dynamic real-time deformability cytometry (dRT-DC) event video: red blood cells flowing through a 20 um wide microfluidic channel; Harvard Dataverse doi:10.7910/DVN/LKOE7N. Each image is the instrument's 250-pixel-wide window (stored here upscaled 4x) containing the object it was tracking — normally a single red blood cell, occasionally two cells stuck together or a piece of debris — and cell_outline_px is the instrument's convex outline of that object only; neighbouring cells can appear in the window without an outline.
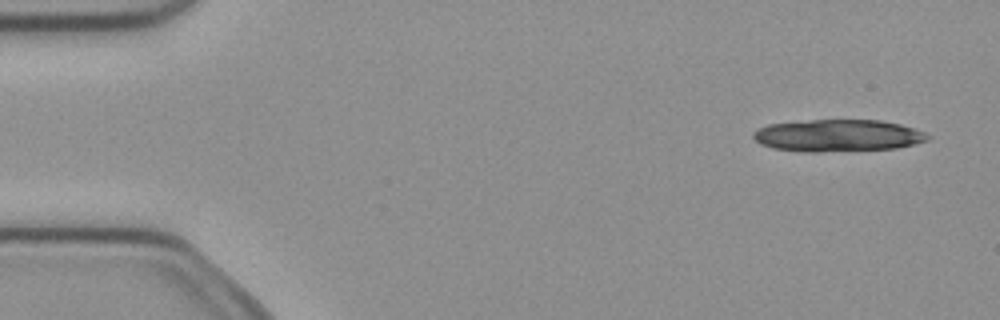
{"species": "common noctule bat (a hibernating species)", "species_latin": "Nyctalus noctula", "temperature_condition": "cold", "stored_images_in_passage": 4, "camera_frame_rate_fps": 3000, "um_per_image_px": 0.085, "animal": {"sex": "female", "body_mass_g": 21.9}, "frame": {"image": 1, "passage_image": 1, "time_ms": 0.0, "image_size_px": [1000, 320], "cell_outline_px": [[932, 136], [928, 140], [896, 148], [820, 152], [800, 152], [772, 148], [760, 144], [752, 136], [752, 132], [756, 128], [768, 124], [812, 120], [880, 120], [900, 124], [924, 132]], "centroid_in_image_um": [71.16, 11.52], "position_along_channel_um": 13.8, "area_um2": 32.71}}